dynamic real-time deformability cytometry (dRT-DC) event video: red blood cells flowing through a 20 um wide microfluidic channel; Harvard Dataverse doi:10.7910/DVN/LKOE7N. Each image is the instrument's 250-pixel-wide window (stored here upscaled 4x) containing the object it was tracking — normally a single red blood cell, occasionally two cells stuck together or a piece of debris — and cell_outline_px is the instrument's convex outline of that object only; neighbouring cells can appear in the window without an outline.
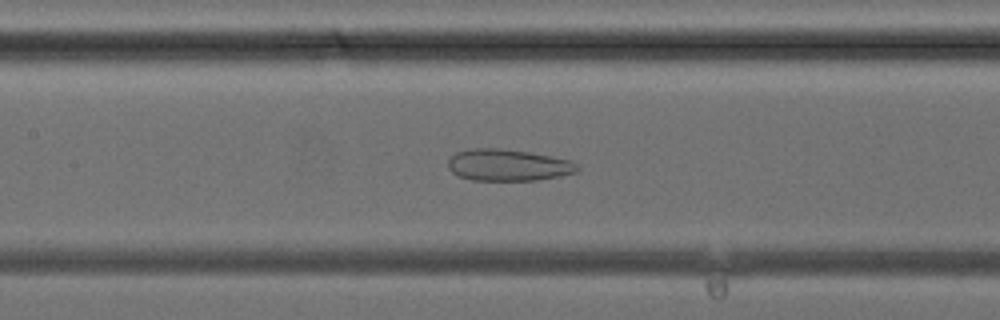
{"species": "common noctule bat (a hibernating species)", "species_latin": "Nyctalus noctula", "temperature_condition": "cold", "stored_images_in_passage": 39, "camera_frame_rate_fps": 3000, "um_per_image_px": 0.085, "animal": {"sex": "female", "body_mass_g": 24.6, "forearm_length_mm": 56.2}, "frame": {"image": 1, "passage_image": 18, "time_ms": 5.667, "image_size_px": [1000, 320], "cell_outline_px": [[580, 168], [576, 172], [560, 176], [536, 180], [472, 180], [460, 176], [452, 172], [448, 168], [448, 160], [456, 152], [476, 148], [500, 148], [528, 152], [572, 160]], "centroid_in_image_um": [43.19, 14.03], "position_along_channel_um": 164.2, "area_um2": 23.76}}
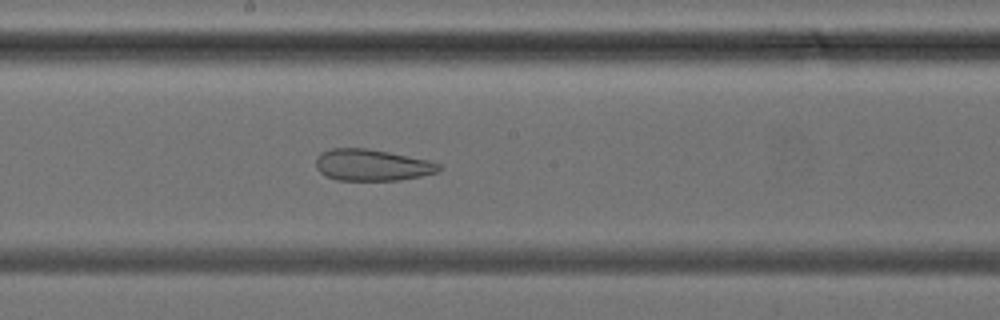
{"frame": {"image": 2, "passage_image": 21, "time_ms": 6.667, "image_size_px": [1000, 320], "cell_outline_px": [[444, 168], [436, 172], [420, 176], [400, 180], [336, 180], [320, 172], [316, 168], [316, 156], [320, 152], [332, 148], [368, 148], [428, 160], [440, 164]], "centroid_in_image_um": [31.6, 14.02], "position_along_channel_um": 216.6, "area_um2": 22.6}}
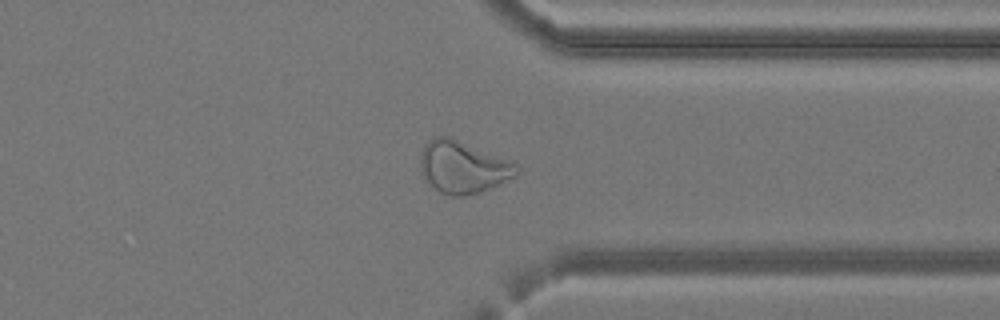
{"frame": {"image": 3, "passage_image": 30, "time_ms": 9.667, "image_size_px": [1000, 320], "cell_outline_px": [[520, 172], [516, 176], [480, 192], [464, 196], [448, 196], [440, 192], [420, 172], [420, 152], [424, 144], [432, 136], [452, 136], [520, 164]], "centroid_in_image_um": [39.37, 14.16], "position_along_channel_um": 372.0, "area_um2": 29.77}}